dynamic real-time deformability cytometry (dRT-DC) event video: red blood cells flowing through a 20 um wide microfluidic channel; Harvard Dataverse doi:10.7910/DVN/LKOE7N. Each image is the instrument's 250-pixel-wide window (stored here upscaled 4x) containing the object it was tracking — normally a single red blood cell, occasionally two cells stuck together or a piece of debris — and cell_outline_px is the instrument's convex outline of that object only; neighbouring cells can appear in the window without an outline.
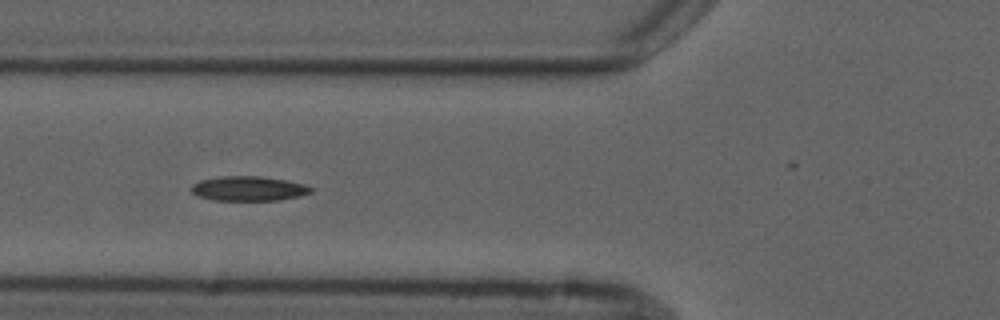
{"species": "common noctule bat (a hibernating species)", "species_latin": "Nyctalus noctula", "temperature_condition": "cold", "stored_images_in_passage": 11, "camera_frame_rate_fps": 3000, "um_per_image_px": 0.085, "animal": {"sex": "male", "forearm_length_mm": 52.5}, "frame": {"image": 1, "passage_image": 4, "time_ms": 5.0, "image_size_px": [1000, 320], "cell_outline_px": [[312, 192], [300, 196], [280, 200], [212, 200], [196, 196], [192, 192], [192, 184], [200, 180], [220, 176], [260, 176], [288, 180], [308, 184], [312, 188]], "centroid_in_image_um": [21.15, 16.02], "position_along_channel_um": 104.6, "area_um2": 17.4}}
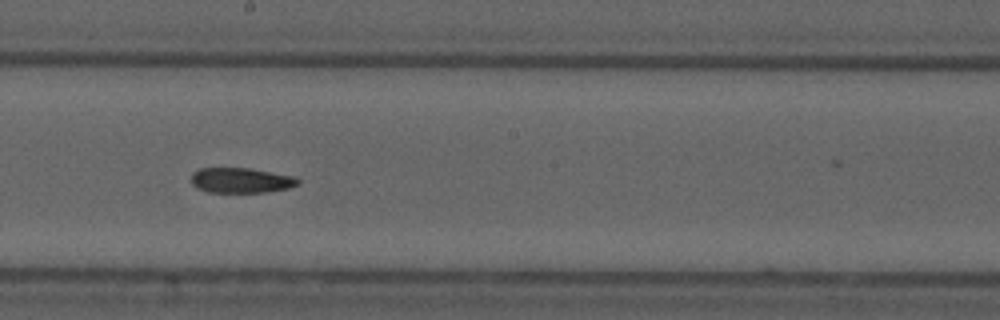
{"frame": {"image": 2, "passage_image": 7, "time_ms": 8.333, "image_size_px": [1000, 320], "cell_outline_px": [[300, 184], [288, 188], [268, 192], [208, 192], [196, 188], [192, 184], [192, 172], [200, 168], [248, 168], [296, 176], [300, 180]], "centroid_in_image_um": [20.51, 15.33], "position_along_channel_um": 227.7, "area_um2": 15.78}}
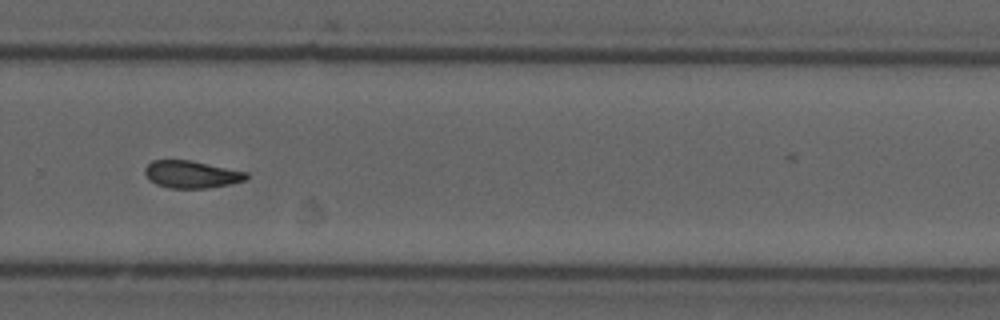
{"frame": {"image": 3, "passage_image": 9, "time_ms": 10.667, "image_size_px": [1000, 320], "cell_outline_px": [[248, 176], [244, 180], [228, 184], [208, 188], [168, 188], [156, 184], [148, 180], [144, 172], [144, 168], [152, 160], [192, 160], [248, 172]], "centroid_in_image_um": [16.24, 14.81], "position_along_channel_um": 313.6, "area_um2": 16.24}}